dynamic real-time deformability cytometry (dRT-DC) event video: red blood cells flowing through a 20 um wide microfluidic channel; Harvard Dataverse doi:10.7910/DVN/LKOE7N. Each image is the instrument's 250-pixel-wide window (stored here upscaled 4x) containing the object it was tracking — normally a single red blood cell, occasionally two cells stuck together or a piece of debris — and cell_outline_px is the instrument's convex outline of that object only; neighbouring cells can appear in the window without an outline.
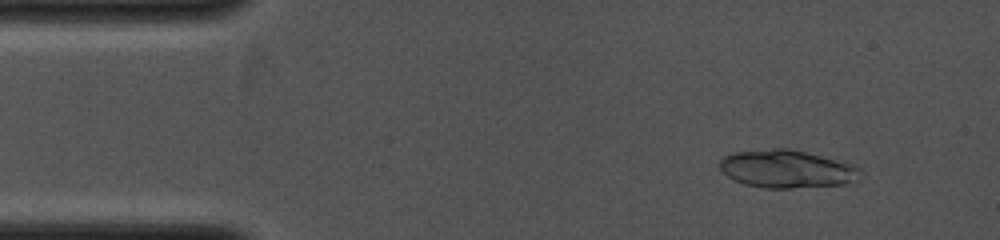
{"species": "common noctule bat (a hibernating species)", "species_latin": "Nyctalus noctula", "temperature_condition": "cold", "stored_images_in_passage": 5, "camera_frame_rate_fps": 4000, "um_per_image_px": 0.085, "animal": {"sex": "female", "body_mass_g": 19.0, "forearm_length_mm": 53.3}, "frame": {"image": 1, "passage_image": 3, "time_ms": 1.0, "image_size_px": [1000, 240], "cell_outline_px": [[860, 168], [856, 180], [844, 184], [788, 188], [764, 188], [744, 184], [732, 180], [720, 168], [720, 160], [724, 156], [732, 152], [772, 148], [788, 148], [848, 160], [856, 164]], "centroid_in_image_um": [66.91, 14.33], "position_along_channel_um": 18.1, "area_um2": 31.56}}